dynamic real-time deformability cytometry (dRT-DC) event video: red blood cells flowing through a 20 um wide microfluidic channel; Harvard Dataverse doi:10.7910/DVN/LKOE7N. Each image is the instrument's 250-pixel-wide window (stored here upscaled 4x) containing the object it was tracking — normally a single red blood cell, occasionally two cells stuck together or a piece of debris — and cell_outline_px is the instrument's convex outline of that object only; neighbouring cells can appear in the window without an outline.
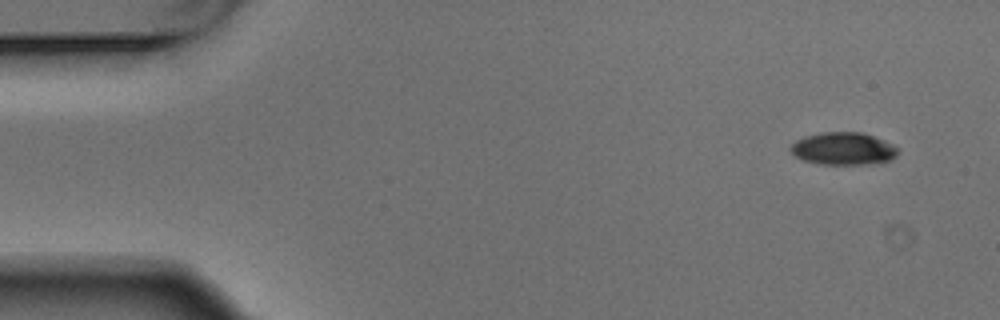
{"species": "Egyptian fruit bat (a non-hibernating species)", "species_latin": "Rousettus aegyptiacus", "temperature_condition": "warm", "stored_images_in_passage": 6, "segment_of_instrument_passage": [2, 2], "camera_frame_rate_fps": 3000, "um_per_image_px": 0.085, "animal": {"sex": "male"}, "frame": {"image": 1, "passage_image": 6, "time_ms": 1.667, "image_size_px": [1000, 320], "cell_outline_px": [[900, 152], [896, 156], [888, 160], [864, 164], [820, 164], [804, 160], [796, 156], [792, 152], [792, 144], [796, 140], [804, 136], [824, 132], [860, 132], [884, 140], [900, 148]], "centroid_in_image_um": [71.71, 12.63], "position_along_channel_um": 13.3, "area_um2": 20.11}}